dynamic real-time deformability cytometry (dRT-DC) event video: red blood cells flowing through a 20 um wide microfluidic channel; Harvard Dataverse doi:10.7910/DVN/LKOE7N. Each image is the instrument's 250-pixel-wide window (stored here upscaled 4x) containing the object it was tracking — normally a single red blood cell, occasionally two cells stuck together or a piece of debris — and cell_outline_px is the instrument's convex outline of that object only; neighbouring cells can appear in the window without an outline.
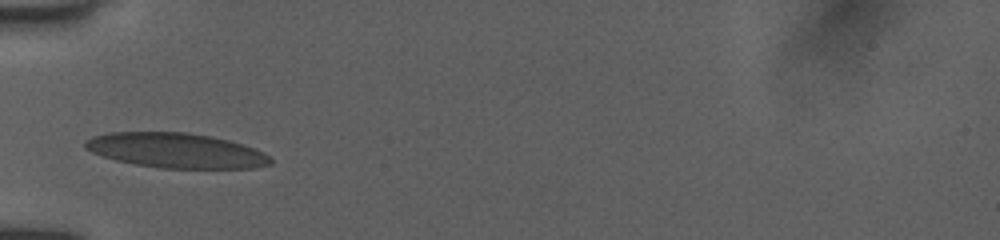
{"species": "human", "species_latin": "Homo sapiens", "temperature_condition": "room temperature", "stored_images_in_passage": 3, "camera_frame_rate_fps": 3000, "um_per_image_px": 0.085, "donor": {"sex": "female"}, "frame": {"image": 1, "passage_image": 1, "time_ms": 0.0, "image_size_px": [1000, 240], "cell_outline_px": [[272, 164], [252, 168], [160, 168], [136, 164], [116, 160], [92, 152], [84, 148], [84, 140], [92, 136], [108, 132], [188, 132], [212, 136], [228, 140], [264, 152], [272, 156]], "centroid_in_image_um": [14.96, 12.78], "position_along_channel_um": 70.0, "area_um2": 37.74}}
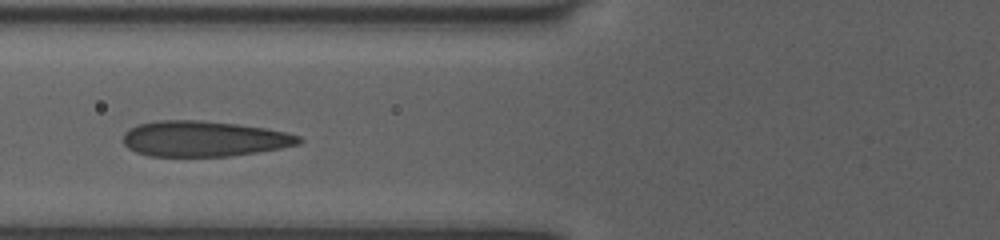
{"frame": {"image": 2, "passage_image": 2, "time_ms": 1.0, "image_size_px": [1000, 240], "cell_outline_px": [[304, 140], [300, 144], [280, 148], [256, 152], [228, 156], [148, 156], [136, 152], [128, 148], [124, 144], [124, 132], [128, 128], [136, 124], [160, 120], [200, 120], [236, 124], [264, 128], [288, 132], [300, 136]], "centroid_in_image_um": [17.32, 11.79], "position_along_channel_um": 108.5, "area_um2": 36.53}}